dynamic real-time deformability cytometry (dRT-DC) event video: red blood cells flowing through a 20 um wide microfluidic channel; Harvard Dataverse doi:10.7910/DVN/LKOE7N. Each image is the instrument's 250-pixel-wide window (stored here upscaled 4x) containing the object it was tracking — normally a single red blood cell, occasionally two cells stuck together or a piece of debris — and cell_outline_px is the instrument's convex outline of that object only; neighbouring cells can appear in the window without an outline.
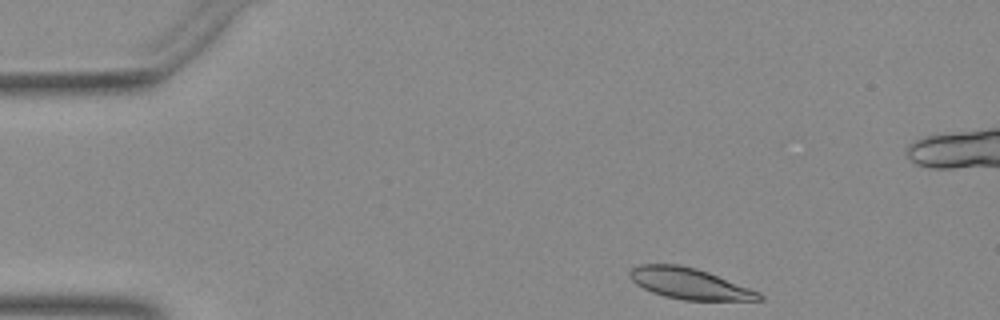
{"species": "Egyptian fruit bat (a non-hibernating species)", "species_latin": "Rousettus aegyptiacus", "temperature_condition": "warm", "stored_images_in_passage": 41, "camera_frame_rate_fps": 3000, "um_per_image_px": 0.085, "animal": {"sex": "female"}, "frame": {"image": 1, "passage_image": 1, "time_ms": 0.0, "image_size_px": [1000, 320], "cell_outline_px": [[764, 300], [684, 300], [664, 296], [652, 292], [636, 284], [632, 280], [628, 272], [632, 268], [640, 264], [680, 264], [696, 268], [708, 272], [760, 292], [764, 296]], "centroid_in_image_um": [58.61, 24.1], "position_along_channel_um": 26.4, "area_um2": 23.29}}
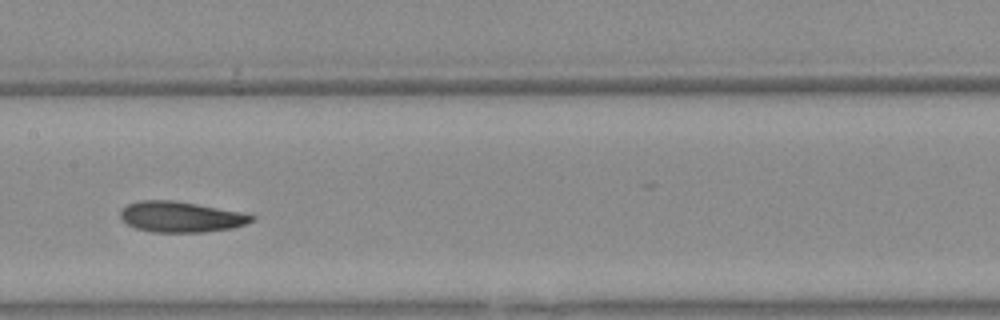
{"frame": {"image": 2, "passage_image": 19, "time_ms": 6.0, "image_size_px": [1000, 320], "cell_outline_px": [[256, 220], [232, 228], [204, 232], [152, 232], [136, 228], [120, 220], [120, 212], [128, 204], [140, 200], [172, 200], [196, 204], [240, 212], [256, 216]], "centroid_in_image_um": [15.36, 18.44], "position_along_channel_um": 192.0, "area_um2": 23.35}}
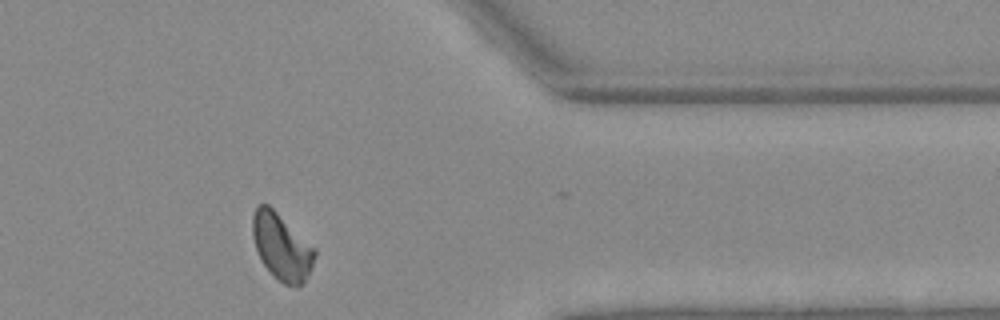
{"frame": {"image": 3, "passage_image": 35, "time_ms": 11.333, "image_size_px": [1000, 320], "cell_outline_px": [[316, 256], [308, 276], [300, 284], [284, 284], [272, 276], [260, 260], [252, 236], [252, 216], [256, 204], [268, 204], [316, 248]], "centroid_in_image_um": [23.92, 20.95], "position_along_channel_um": 387.5, "area_um2": 24.1}}